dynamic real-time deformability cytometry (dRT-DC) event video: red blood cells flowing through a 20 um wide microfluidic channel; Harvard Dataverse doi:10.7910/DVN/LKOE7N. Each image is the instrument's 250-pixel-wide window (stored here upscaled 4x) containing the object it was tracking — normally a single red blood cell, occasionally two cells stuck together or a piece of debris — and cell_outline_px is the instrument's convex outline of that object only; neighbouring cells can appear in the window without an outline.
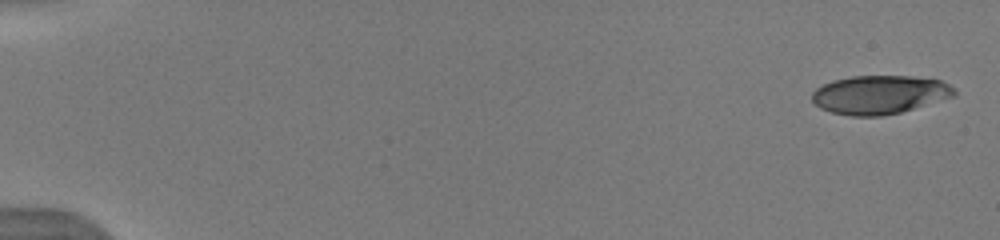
{"species": "human", "species_latin": "Homo sapiens", "temperature_condition": "warm", "stored_images_in_passage": 33, "camera_frame_rate_fps": 3000, "um_per_image_px": 0.085, "donor": {"sex": "male"}, "frame": {"image": 1, "passage_image": 1, "time_ms": 0.0, "image_size_px": [1000, 240], "cell_outline_px": [[956, 96], [900, 112], [880, 116], [852, 116], [832, 112], [820, 108], [812, 100], [812, 92], [816, 88], [832, 80], [852, 76], [912, 76], [940, 80], [948, 84], [956, 92]], "centroid_in_image_um": [74.75, 8.04], "position_along_channel_um": 10.2, "area_um2": 31.91}}
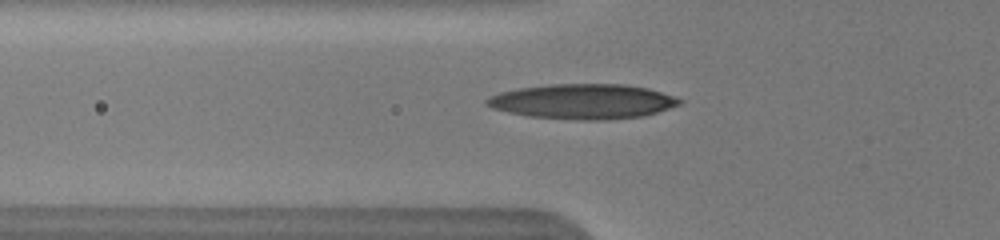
{"frame": {"image": 2, "passage_image": 15, "time_ms": 6.0, "image_size_px": [1000, 240], "cell_outline_px": [[684, 100], [680, 104], [644, 116], [608, 120], [580, 120], [528, 116], [508, 112], [492, 108], [484, 104], [484, 100], [488, 96], [500, 92], [520, 88], [552, 84], [628, 84], [648, 88]], "centroid_in_image_um": [49.52, 8.62], "position_along_channel_um": 76.3, "area_um2": 39.3}}
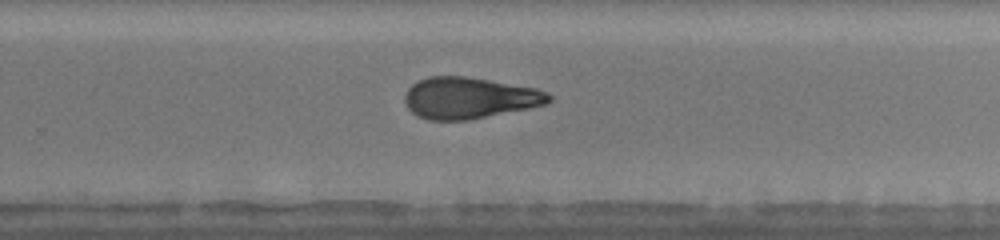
{"frame": {"image": 3, "passage_image": 30, "time_ms": 11.333, "image_size_px": [1000, 240], "cell_outline_px": [[552, 100], [548, 104], [468, 120], [428, 120], [416, 116], [408, 108], [404, 100], [404, 96], [408, 88], [412, 84], [428, 76], [464, 76], [536, 88], [548, 92], [552, 96]], "centroid_in_image_um": [39.89, 8.33], "position_along_channel_um": 289.9, "area_um2": 34.74}}